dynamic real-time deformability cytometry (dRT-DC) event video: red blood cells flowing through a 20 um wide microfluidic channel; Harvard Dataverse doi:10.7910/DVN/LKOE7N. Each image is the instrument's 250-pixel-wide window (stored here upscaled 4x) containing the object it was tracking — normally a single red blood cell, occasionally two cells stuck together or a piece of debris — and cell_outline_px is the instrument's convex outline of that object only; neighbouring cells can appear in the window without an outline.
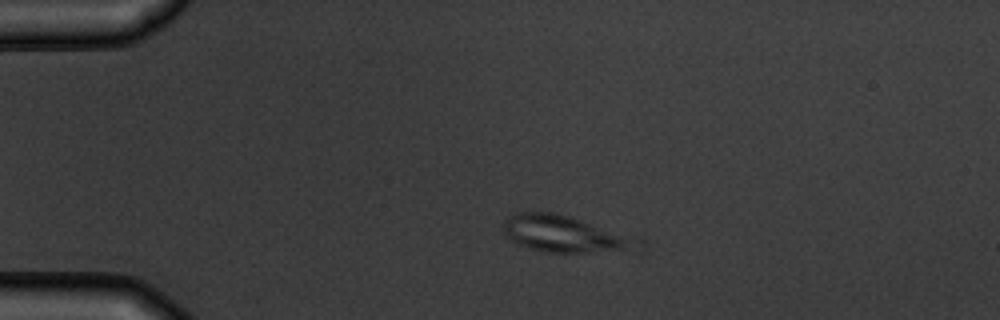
{"species": "common noctule bat (a hibernating species)", "species_latin": "Nyctalus noctula", "temperature_condition": "warm", "stored_images_in_passage": 2, "camera_frame_rate_fps": 3000, "um_per_image_px": 0.085, "animal": {"sex": "male", "body_mass_g": 19.5, "forearm_length_mm": 54.6}, "frame": {"image": 1, "passage_image": 1, "time_ms": 0.0, "image_size_px": [1000, 320], "cell_outline_px": [[648, 240], [644, 252], [544, 252], [516, 244], [504, 232], [504, 220], [508, 216], [516, 212], [552, 212], [568, 216]], "centroid_in_image_um": [48.23, 19.93], "position_along_channel_um": 36.8, "area_um2": 29.65}}